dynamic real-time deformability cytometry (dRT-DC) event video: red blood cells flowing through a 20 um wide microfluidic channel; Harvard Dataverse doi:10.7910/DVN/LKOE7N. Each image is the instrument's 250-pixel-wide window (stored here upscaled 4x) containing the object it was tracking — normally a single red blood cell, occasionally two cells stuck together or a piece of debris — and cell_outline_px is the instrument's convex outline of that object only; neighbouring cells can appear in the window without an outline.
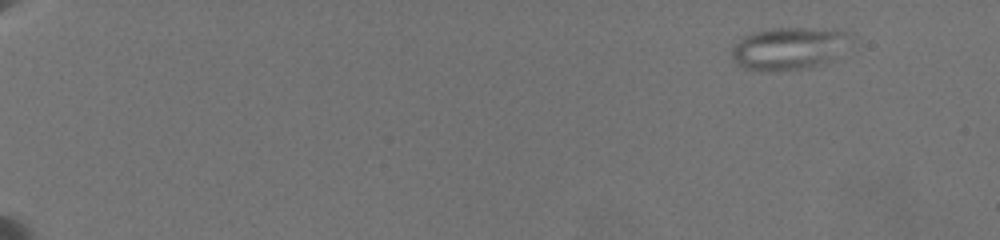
{"species": "common noctule bat (a hibernating species)", "species_latin": "Nyctalus noctula", "temperature_condition": "warm", "stored_images_in_passage": 26, "camera_frame_rate_fps": 3000, "um_per_image_px": 0.085, "animal": {"sex": "female", "body_mass_g": 19.5, "forearm_length_mm": 54.1}, "frame": {"image": 1, "passage_image": 1, "time_ms": 0.0, "image_size_px": [1000, 240], "cell_outline_px": [[856, 36], [832, 60], [808, 68], [768, 72], [744, 68], [736, 64], [732, 56], [732, 48], [744, 36], [756, 32], [776, 28], [804, 28], [852, 32]], "centroid_in_image_um": [67.09, 4.13], "position_along_channel_um": 17.9, "area_um2": 29.36}}
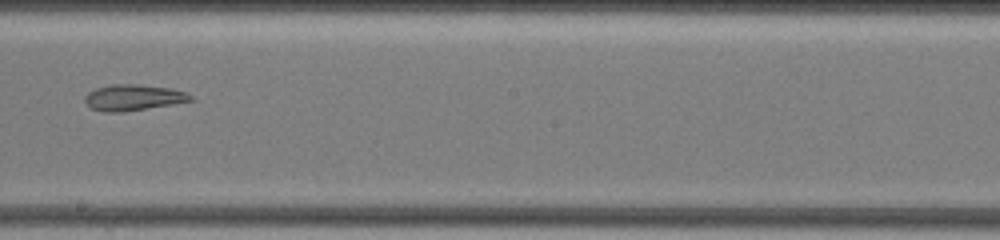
{"frame": {"image": 2, "passage_image": 16, "time_ms": 11.333, "image_size_px": [1000, 240], "cell_outline_px": [[192, 100], [172, 104], [124, 112], [104, 112], [88, 108], [84, 100], [84, 96], [88, 92], [96, 88], [112, 84], [136, 84], [172, 88], [184, 92], [192, 96]], "centroid_in_image_um": [11.26, 8.29], "position_along_channel_um": 236.9, "area_um2": 16.07}}
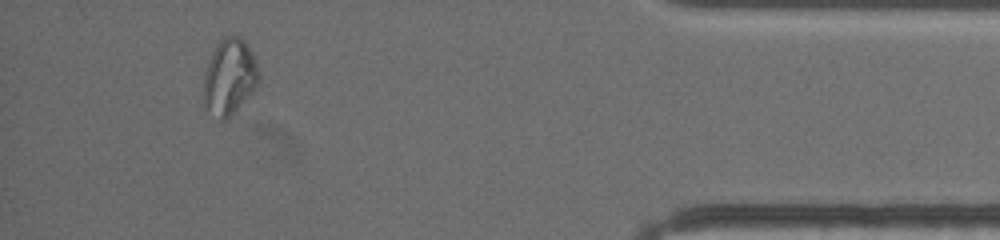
{"frame": {"image": 3, "passage_image": 24, "time_ms": 17.667, "image_size_px": [1000, 240], "cell_outline_px": [[256, 84], [236, 108], [224, 120], [220, 120], [208, 108], [204, 96], [204, 72], [216, 48], [224, 36], [240, 36], [244, 40], [252, 56], [256, 68]], "centroid_in_image_um": [19.46, 6.5], "position_along_channel_um": 415.7, "area_um2": 22.6}, "authors_computed_cell_mechanics": {"area_um2": 21.9062, "velocity_mm_per_s": 3.5005, "shape_relaxation_time_tau1_ms": null, "shape_relaxation_time_tau2_ms": 2.4707, "deformation_change_tau1": null, "deformation_change_tau2": 0.0962}}